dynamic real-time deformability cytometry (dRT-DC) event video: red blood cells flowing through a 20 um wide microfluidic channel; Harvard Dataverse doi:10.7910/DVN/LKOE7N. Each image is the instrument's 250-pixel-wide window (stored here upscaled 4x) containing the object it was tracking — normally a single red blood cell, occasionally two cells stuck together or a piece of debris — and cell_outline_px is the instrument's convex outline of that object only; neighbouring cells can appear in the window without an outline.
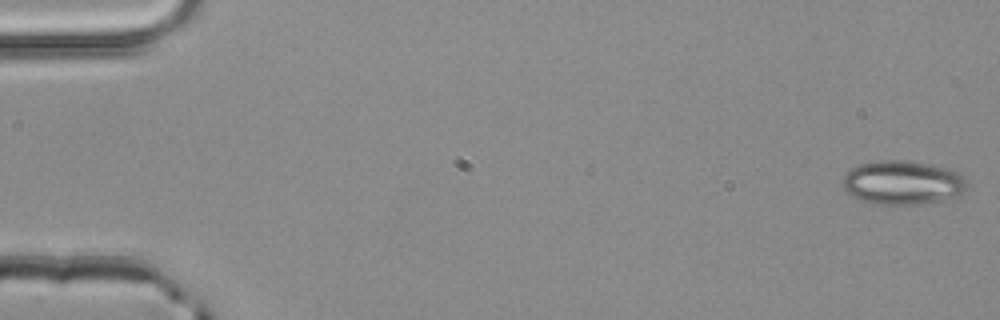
{"species": "common noctule bat (a hibernating species)", "species_latin": "Nyctalus noctula", "temperature_condition": "room temperature", "stored_images_in_passage": 52, "camera_frame_rate_fps": 3000, "um_per_image_px": 0.085, "animal": {"sex": "male", "body_mass_g": 20.4}, "frame": {"image": 1, "passage_image": 1, "time_ms": 0.0, "image_size_px": [1000, 320], "cell_outline_px": [[968, 188], [956, 196], [940, 200], [916, 204], [880, 204], [860, 200], [852, 196], [844, 188], [844, 176], [852, 168], [860, 164], [876, 160], [900, 160], [948, 168], [960, 172], [964, 176], [968, 184]], "centroid_in_image_um": [76.75, 15.51], "position_along_channel_um": 8.3, "area_um2": 31.5}}
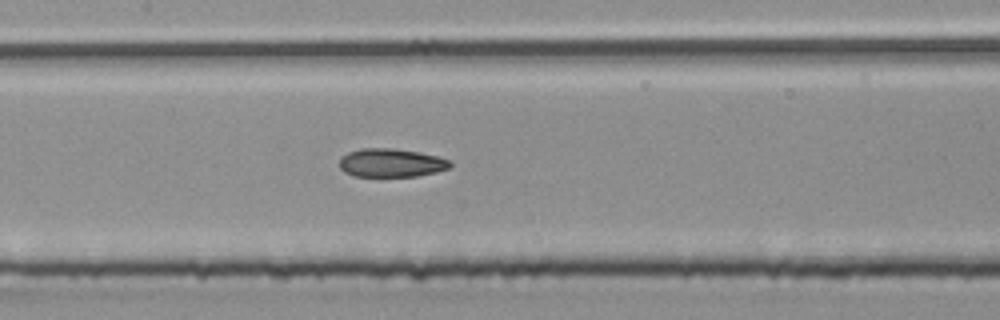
{"frame": {"image": 2, "passage_image": 25, "time_ms": 8.0, "image_size_px": [1000, 320], "cell_outline_px": [[452, 164], [448, 168], [436, 172], [416, 176], [352, 176], [344, 172], [340, 168], [340, 156], [348, 152], [360, 148], [392, 148], [416, 152], [436, 156], [452, 160]], "centroid_in_image_um": [33.22, 13.84], "position_along_channel_um": 174.2, "area_um2": 18.38}}
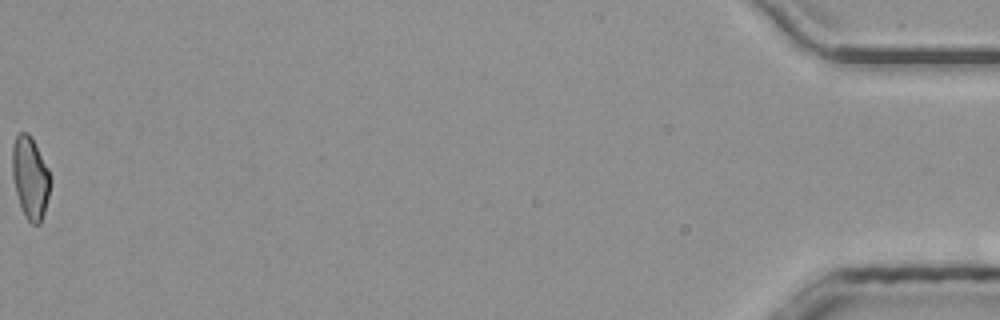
{"frame": {"image": 3, "passage_image": 52, "time_ms": 17.0, "image_size_px": [1000, 320], "cell_outline_px": [[48, 196], [44, 212], [40, 224], [32, 224], [24, 216], [16, 192], [12, 176], [12, 148], [16, 136], [20, 132], [28, 132], [48, 168]], "centroid_in_image_um": [2.53, 15.11], "position_along_channel_um": 432.7, "area_um2": 17.69}, "authors_computed_cell_mechanics": {"area_um2": 18.8428, "velocity_mm_per_s": 4.0818, "shape_relaxation_time_tau1_ms": null, "shape_relaxation_time_tau2_ms": 2.4531, "deformation_change_tau1": null, "deformation_change_tau2": 0.0798}}